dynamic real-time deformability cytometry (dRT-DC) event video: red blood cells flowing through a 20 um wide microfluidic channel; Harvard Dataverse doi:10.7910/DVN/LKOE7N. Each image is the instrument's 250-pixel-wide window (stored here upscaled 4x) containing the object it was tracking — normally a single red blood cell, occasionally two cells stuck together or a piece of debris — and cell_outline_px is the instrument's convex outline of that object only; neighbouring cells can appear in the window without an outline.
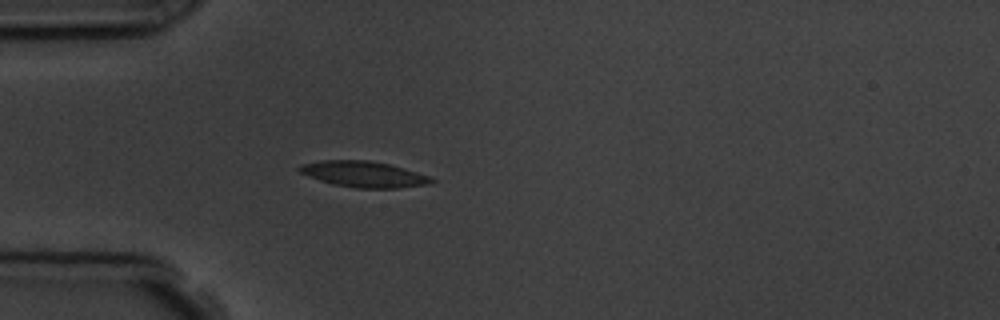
{"species": "common noctule bat (a hibernating species)", "species_latin": "Nyctalus noctula", "temperature_condition": "room temperature", "stored_images_in_passage": 3, "camera_frame_rate_fps": 3000, "um_per_image_px": 0.085, "animal": {"sex": "male", "body_mass_g": 19.5, "forearm_length_mm": 54.6}, "frame": {"image": 1, "passage_image": 3, "time_ms": 2.0, "image_size_px": [1000, 320], "cell_outline_px": [[436, 180], [428, 184], [396, 188], [356, 188], [332, 184], [308, 176], [300, 172], [296, 168], [300, 164], [324, 160], [368, 160], [388, 164], [432, 176]], "centroid_in_image_um": [30.91, 14.81], "position_along_channel_um": 54.1, "area_um2": 19.94}}